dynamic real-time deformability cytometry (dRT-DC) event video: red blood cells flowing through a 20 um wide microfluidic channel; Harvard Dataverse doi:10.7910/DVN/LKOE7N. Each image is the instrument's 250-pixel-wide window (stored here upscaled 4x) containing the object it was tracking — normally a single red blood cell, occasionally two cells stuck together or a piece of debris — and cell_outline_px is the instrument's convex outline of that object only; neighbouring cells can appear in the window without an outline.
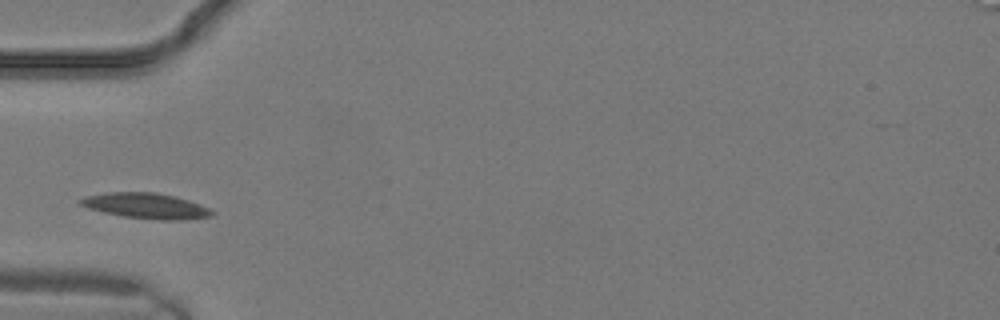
{"species": "common noctule bat (a hibernating species)", "species_latin": "Nyctalus noctula", "temperature_condition": "warm", "stored_images_in_passage": 4, "camera_frame_rate_fps": 3000, "um_per_image_px": 0.085, "animal": {"sex": "male", "body_mass_g": 19.2, "forearm_length_mm": 51.8}, "frame": {"image": 1, "passage_image": 3, "time_ms": 0.667, "image_size_px": [1000, 320], "cell_outline_px": [[216, 212], [212, 216], [184, 220], [160, 220], [124, 216], [104, 212], [88, 208], [80, 204], [76, 200], [88, 196], [108, 192], [152, 192], [172, 196], [188, 200], [208, 208]], "centroid_in_image_um": [12.41, 17.5], "position_along_channel_um": 72.6, "area_um2": 19.31}}